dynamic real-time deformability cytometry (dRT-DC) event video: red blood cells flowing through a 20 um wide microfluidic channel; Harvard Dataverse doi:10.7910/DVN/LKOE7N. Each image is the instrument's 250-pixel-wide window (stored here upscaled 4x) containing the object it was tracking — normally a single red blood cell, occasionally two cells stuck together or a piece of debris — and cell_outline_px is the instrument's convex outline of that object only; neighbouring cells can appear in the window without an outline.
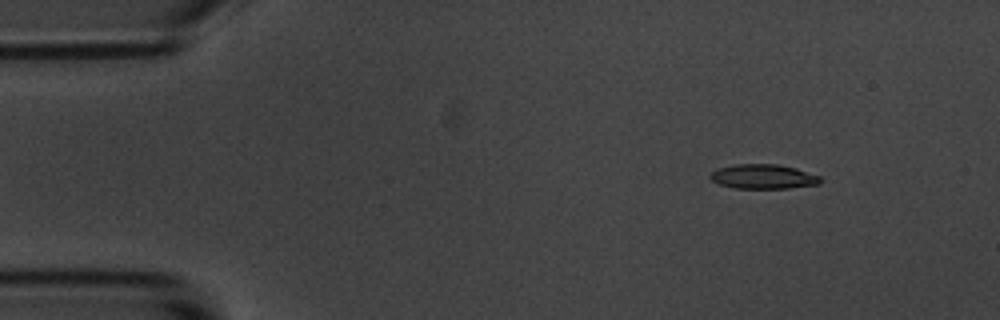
{"species": "common noctule bat (a hibernating species)", "species_latin": "Nyctalus noctula", "temperature_condition": "room temperature", "stored_images_in_passage": 3, "camera_frame_rate_fps": 3000, "um_per_image_px": 0.085, "animal": {"sex": "male", "body_mass_g": 20.1, "forearm_length_mm": 53.5}, "frame": {"image": 1, "passage_image": 1, "time_ms": 0.0, "image_size_px": [1000, 320], "cell_outline_px": [[824, 180], [820, 184], [788, 188], [732, 188], [720, 184], [712, 180], [708, 176], [716, 168], [736, 164], [776, 164], [796, 168], [820, 176]], "centroid_in_image_um": [64.89, 15.01], "position_along_channel_um": 20.1, "area_um2": 15.84}}
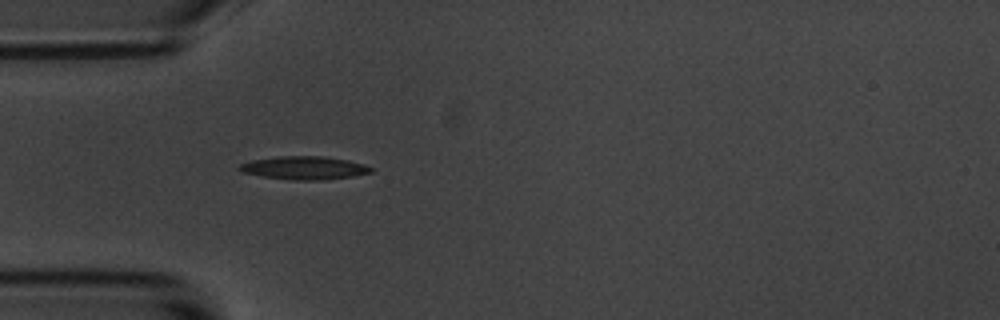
{"frame": {"image": 2, "passage_image": 3, "time_ms": 3.333, "image_size_px": [1000, 320], "cell_outline_px": [[372, 172], [352, 176], [324, 180], [292, 180], [264, 176], [240, 172], [236, 168], [240, 164], [252, 160], [276, 156], [324, 156], [348, 160], [364, 164], [372, 168]], "centroid_in_image_um": [25.83, 14.26], "position_along_channel_um": 59.2, "area_um2": 17.8}}